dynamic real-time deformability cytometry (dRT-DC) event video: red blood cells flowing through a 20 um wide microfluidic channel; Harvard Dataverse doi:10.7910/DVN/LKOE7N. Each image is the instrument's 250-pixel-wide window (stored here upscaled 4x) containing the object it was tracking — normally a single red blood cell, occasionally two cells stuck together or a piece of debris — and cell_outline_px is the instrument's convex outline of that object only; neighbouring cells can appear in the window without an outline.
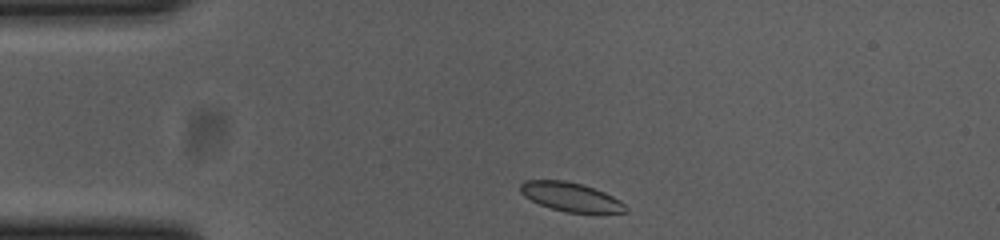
{"species": "common noctule bat (a hibernating species)", "species_latin": "Nyctalus noctula", "temperature_condition": "cold", "stored_images_in_passage": 36, "camera_frame_rate_fps": 3000, "um_per_image_px": 0.085, "animal": {"sex": "female", "body_mass_g": 23.0, "forearm_length_mm": 53.4}, "frame": {"image": 1, "passage_image": 1, "time_ms": 0.0, "image_size_px": [1000, 240], "cell_outline_px": [[628, 212], [564, 212], [540, 204], [524, 196], [520, 192], [520, 184], [524, 180], [564, 180], [580, 184], [604, 192], [620, 200], [628, 208]], "centroid_in_image_um": [48.49, 16.73], "position_along_channel_um": 36.5, "area_um2": 17.46}}
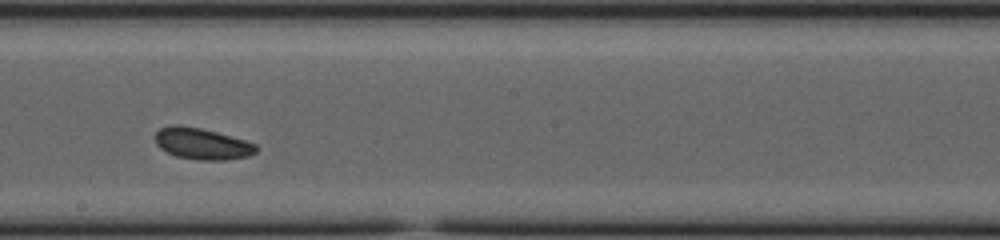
{"frame": {"image": 2, "passage_image": 20, "time_ms": 6.333, "image_size_px": [1000, 240], "cell_outline_px": [[260, 148], [256, 152], [248, 156], [224, 160], [196, 160], [176, 156], [160, 148], [156, 144], [156, 132], [160, 128], [172, 124], [180, 124], [200, 128], [216, 132], [244, 140], [256, 144]], "centroid_in_image_um": [17.17, 12.21], "position_along_channel_um": 231.0, "area_um2": 18.5}}
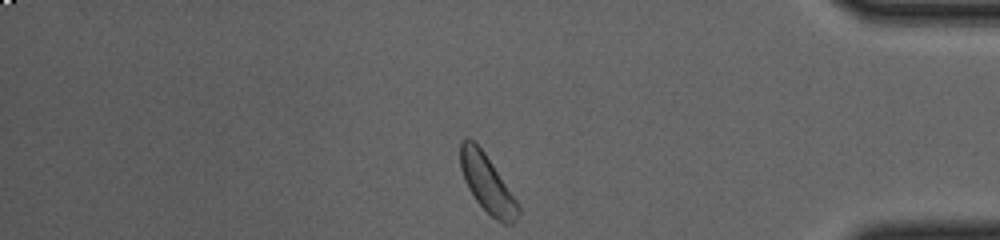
{"frame": {"image": 3, "passage_image": 36, "time_ms": 11.667, "image_size_px": [1000, 240], "cell_outline_px": [[520, 212], [516, 220], [512, 224], [504, 224], [496, 220], [476, 200], [468, 188], [464, 180], [460, 168], [460, 140], [464, 136], [468, 136], [484, 152], [516, 200], [520, 208]], "centroid_in_image_um": [41.38, 15.58], "position_along_channel_um": 393.8, "area_um2": 19.19}}